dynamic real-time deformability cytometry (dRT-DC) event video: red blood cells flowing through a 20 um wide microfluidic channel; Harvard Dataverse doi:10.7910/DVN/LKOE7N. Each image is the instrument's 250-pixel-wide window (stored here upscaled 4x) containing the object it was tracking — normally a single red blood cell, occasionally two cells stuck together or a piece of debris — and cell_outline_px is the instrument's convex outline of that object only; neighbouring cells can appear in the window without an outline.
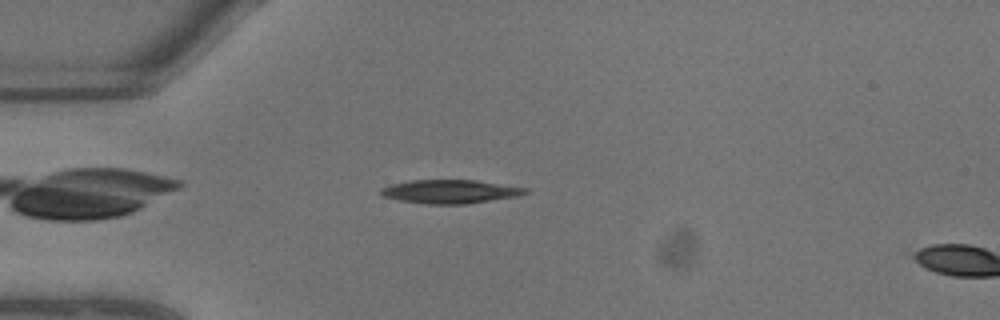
{"species": "common noctule bat (a hibernating species)", "species_latin": "Nyctalus noctula", "temperature_condition": "warm", "stored_images_in_passage": 3, "camera_frame_rate_fps": 3000, "um_per_image_px": 0.085, "animal": {"sex": "male", "body_mass_g": 13.3}, "frame": {"image": 1, "passage_image": 2, "time_ms": 0.333, "image_size_px": [1000, 320], "cell_outline_px": [[528, 192], [520, 196], [464, 204], [424, 204], [400, 200], [384, 196], [380, 192], [380, 188], [392, 184], [412, 180], [476, 180], [528, 188]], "centroid_in_image_um": [38.29, 16.28], "position_along_channel_um": 46.7, "area_um2": 19.83}}